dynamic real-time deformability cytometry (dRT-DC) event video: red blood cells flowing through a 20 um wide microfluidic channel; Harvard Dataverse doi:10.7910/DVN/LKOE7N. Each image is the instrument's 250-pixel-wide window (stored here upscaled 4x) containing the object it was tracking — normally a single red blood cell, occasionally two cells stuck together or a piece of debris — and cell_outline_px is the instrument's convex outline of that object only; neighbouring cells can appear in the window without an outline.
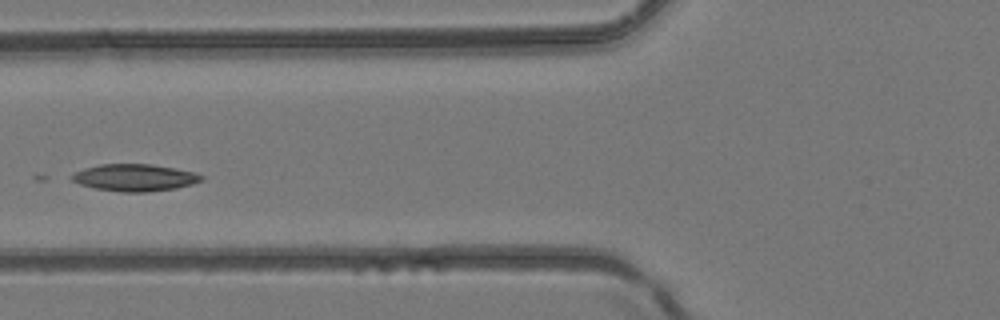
{"species": "common noctule bat (a hibernating species)", "species_latin": "Nyctalus noctula", "temperature_condition": "room temperature", "stored_images_in_passage": 4, "camera_frame_rate_fps": 3000, "um_per_image_px": 0.085, "animal": {"sex": "female", "body_mass_g": 24.6, "forearm_length_mm": 56.2}, "frame": {"image": 1, "passage_image": 4, "time_ms": 1.0, "image_size_px": [1000, 320], "cell_outline_px": [[204, 180], [192, 184], [176, 188], [148, 192], [120, 192], [96, 188], [80, 184], [72, 180], [68, 176], [84, 168], [100, 164], [152, 164], [176, 168], [196, 172], [204, 176]], "centroid_in_image_um": [11.48, 15.09], "position_along_channel_um": 114.3, "area_um2": 20.58}}